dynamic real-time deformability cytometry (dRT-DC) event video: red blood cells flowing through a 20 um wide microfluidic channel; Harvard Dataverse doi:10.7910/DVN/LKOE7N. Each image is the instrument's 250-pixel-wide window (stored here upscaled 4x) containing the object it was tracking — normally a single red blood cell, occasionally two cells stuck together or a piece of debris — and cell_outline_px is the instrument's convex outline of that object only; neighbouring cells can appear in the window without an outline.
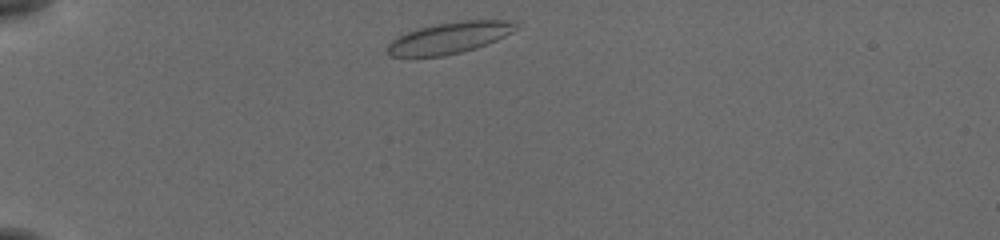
{"species": "common noctule bat (a hibernating species)", "species_latin": "Nyctalus noctula", "temperature_condition": "cold", "stored_images_in_passage": 42, "camera_frame_rate_fps": 3000, "um_per_image_px": 0.085, "animal": {"sex": "female", "body_mass_g": 19.5, "forearm_length_mm": 54.1}, "frame": {"image": 1, "passage_image": 2, "time_ms": 0.333, "image_size_px": [1000, 240], "cell_outline_px": [[516, 28], [512, 32], [488, 44], [476, 48], [444, 56], [392, 56], [388, 52], [388, 44], [396, 36], [416, 28], [436, 24], [464, 20], [504, 20], [516, 24]], "centroid_in_image_um": [38.17, 3.21], "position_along_channel_um": 46.8, "area_um2": 23.24}}
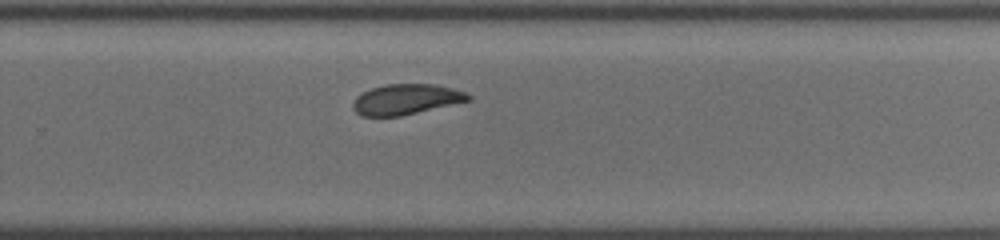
{"frame": {"image": 2, "passage_image": 25, "time_ms": 8.0, "image_size_px": [1000, 240], "cell_outline_px": [[472, 100], [400, 116], [360, 116], [352, 108], [352, 104], [356, 96], [372, 88], [384, 84], [432, 84], [452, 88], [468, 92], [472, 96]], "centroid_in_image_um": [34.53, 8.44], "position_along_channel_um": 295.3, "area_um2": 20.52}}
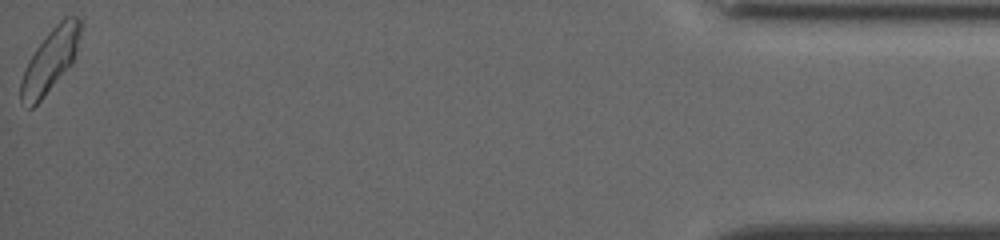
{"frame": {"image": 3, "passage_image": 42, "time_ms": 13.667, "image_size_px": [1000, 240], "cell_outline_px": [[84, 24], [76, 52], [72, 64], [44, 96], [32, 108], [28, 108], [20, 100], [20, 80], [24, 68], [28, 60], [36, 48], [48, 32], [64, 16], [76, 16]], "centroid_in_image_um": [4.28, 5.11], "position_along_channel_um": 430.9, "area_um2": 22.14}, "authors_computed_cell_mechanics": {"area_um2": 21.4149, "velocity_mm_per_s": 3.7663, "shape_relaxation_time_tau1_ms": 5.397, "shape_relaxation_time_tau2_ms": 1.3031, "deformation_change_tau1": 0.1212, "deformation_change_tau2": 0.046}}